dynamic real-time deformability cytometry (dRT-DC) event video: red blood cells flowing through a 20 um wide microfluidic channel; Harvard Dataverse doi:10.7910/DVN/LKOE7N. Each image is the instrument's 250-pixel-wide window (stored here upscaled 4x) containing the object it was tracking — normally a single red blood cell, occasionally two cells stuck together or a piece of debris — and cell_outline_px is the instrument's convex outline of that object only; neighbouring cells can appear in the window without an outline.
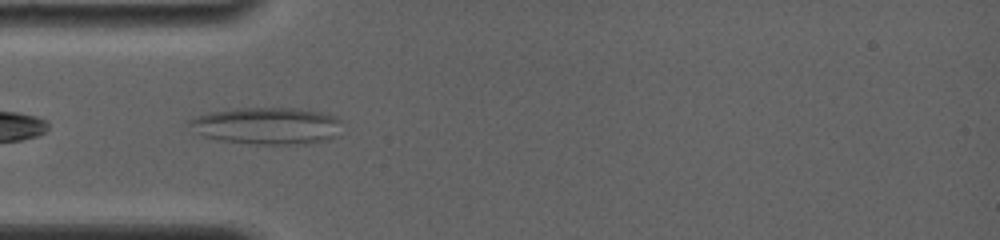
{"species": "common noctule bat (a hibernating species)", "species_latin": "Nyctalus noctula", "temperature_condition": "room temperature", "stored_images_in_passage": 2, "camera_frame_rate_fps": 4000, "um_per_image_px": 0.085, "animal": {"sex": "female", "body_mass_g": 19.0, "forearm_length_mm": 56.7}, "frame": {"image": 1, "passage_image": 1, "time_ms": 0.0, "image_size_px": [1000, 240], "cell_outline_px": [[340, 120], [336, 136], [328, 140], [304, 144], [256, 144], [220, 140], [204, 136], [188, 124], [184, 120], [192, 116], [208, 112], [240, 108], [296, 108], [324, 112], [336, 116]], "centroid_in_image_um": [22.67, 10.68], "position_along_channel_um": 62.3, "area_um2": 33.0}}